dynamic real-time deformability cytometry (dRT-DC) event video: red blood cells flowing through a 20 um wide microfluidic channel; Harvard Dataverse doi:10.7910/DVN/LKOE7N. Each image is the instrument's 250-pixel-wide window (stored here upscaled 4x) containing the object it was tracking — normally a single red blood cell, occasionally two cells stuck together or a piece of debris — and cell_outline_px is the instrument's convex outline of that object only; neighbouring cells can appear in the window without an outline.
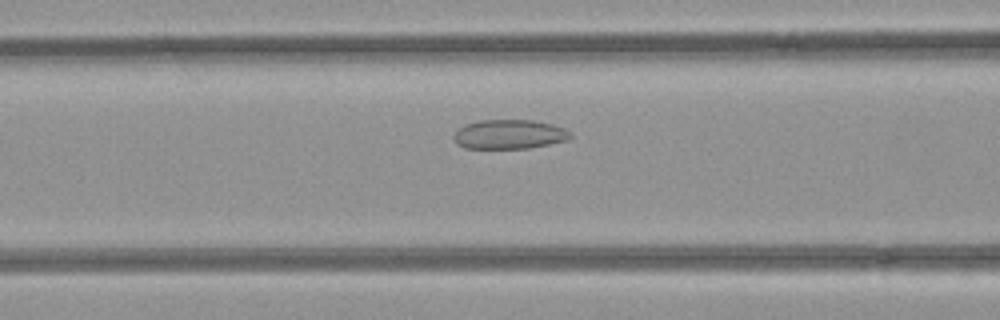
{"species": "common noctule bat (a hibernating species)", "species_latin": "Nyctalus noctula", "temperature_condition": "room temperature", "stored_images_in_passage": 39, "camera_frame_rate_fps": 3000, "um_per_image_px": 0.085, "animal": {"sex": "female", "body_mass_g": 21.9}, "frame": {"image": 1, "passage_image": 8, "time_ms": 2.333, "image_size_px": [1000, 320], "cell_outline_px": [[572, 136], [568, 140], [528, 148], [464, 148], [456, 144], [452, 136], [464, 124], [480, 120], [532, 120], [552, 124], [564, 128], [572, 132]], "centroid_in_image_um": [43.29, 11.41], "position_along_channel_um": 123.3, "area_um2": 20.0}}
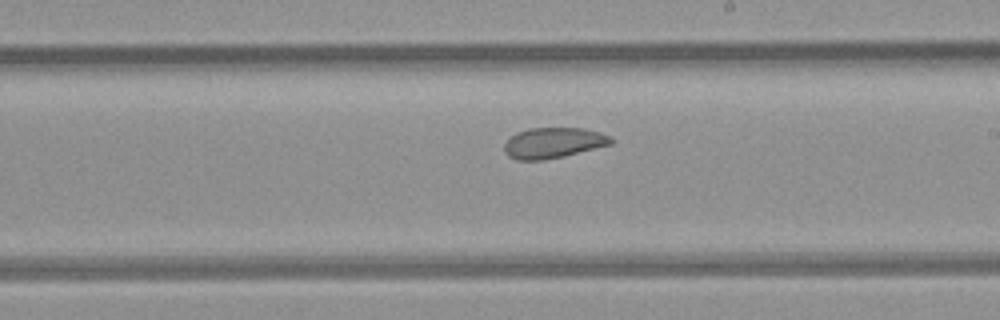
{"frame": {"image": 2, "passage_image": 17, "time_ms": 5.333, "image_size_px": [1000, 320], "cell_outline_px": [[616, 140], [612, 144], [564, 156], [540, 160], [516, 160], [508, 156], [504, 152], [504, 144], [516, 132], [528, 128], [584, 128], [600, 132], [612, 136]], "centroid_in_image_um": [47.06, 12.13], "position_along_channel_um": 241.9, "area_um2": 19.19}}
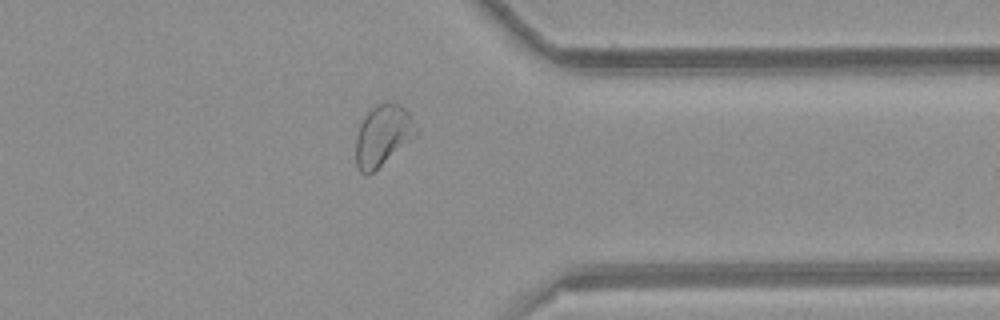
{"frame": {"image": 3, "passage_image": 28, "time_ms": 9.0, "image_size_px": [1000, 320], "cell_outline_px": [[416, 136], [368, 176], [364, 176], [360, 172], [356, 164], [356, 136], [360, 124], [364, 116], [376, 104], [384, 100], [388, 100], [400, 104], [408, 112], [416, 128]], "centroid_in_image_um": [32.51, 11.5], "position_along_channel_um": 378.9, "area_um2": 21.5}, "authors_computed_cell_mechanics": {"area_um2": 20.2878, "velocity_mm_per_s": 3.956, "shape_relaxation_time_tau1_ms": null, "shape_relaxation_time_tau2_ms": 2.319, "deformation_change_tau1": null, "deformation_change_tau2": 0.0692}}